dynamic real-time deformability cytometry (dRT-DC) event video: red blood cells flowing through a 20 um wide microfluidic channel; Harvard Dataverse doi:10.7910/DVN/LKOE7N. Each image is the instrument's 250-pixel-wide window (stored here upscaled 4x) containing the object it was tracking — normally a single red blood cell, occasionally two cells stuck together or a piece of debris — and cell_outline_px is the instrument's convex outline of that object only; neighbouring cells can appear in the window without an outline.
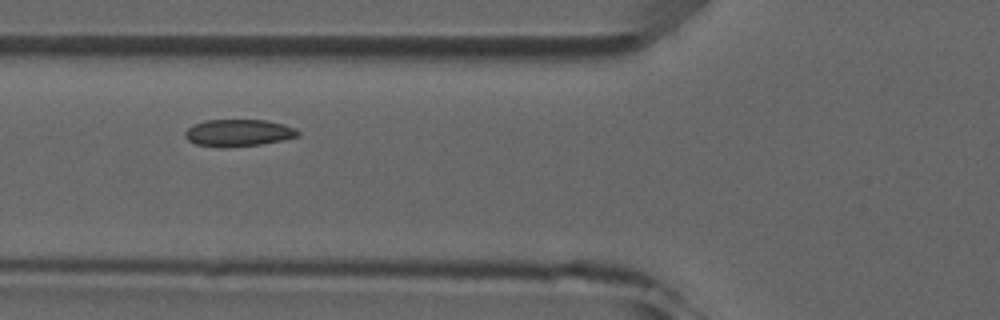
{"species": "common noctule bat (a hibernating species)", "species_latin": "Nyctalus noctula", "temperature_condition": "room temperature", "stored_images_in_passage": 6, "camera_frame_rate_fps": 3000, "um_per_image_px": 0.085, "animal": {"sex": "male", "forearm_length_mm": 52.5}, "frame": {"image": 1, "passage_image": 4, "time_ms": 3.333, "image_size_px": [1000, 320], "cell_outline_px": [[300, 136], [260, 144], [224, 148], [196, 144], [188, 140], [184, 136], [184, 132], [188, 128], [204, 120], [264, 120], [284, 124], [296, 128], [300, 132]], "centroid_in_image_um": [20.27, 11.29], "position_along_channel_um": 105.5, "area_um2": 17.74}}
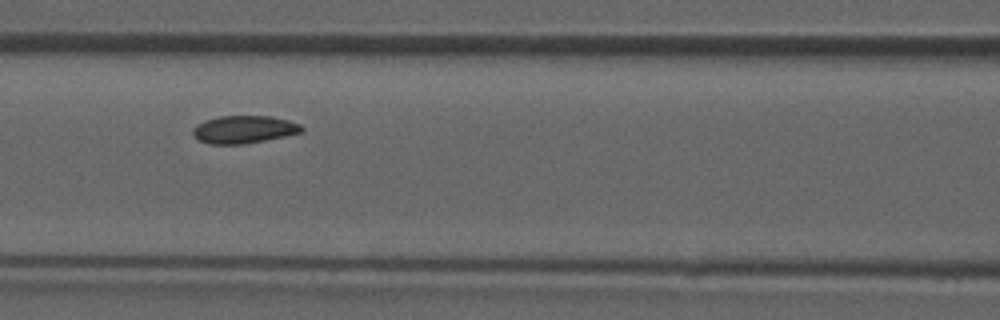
{"frame": {"image": 2, "passage_image": 5, "time_ms": 4.333, "image_size_px": [1000, 320], "cell_outline_px": [[304, 132], [244, 144], [208, 144], [196, 140], [192, 136], [192, 128], [196, 124], [204, 120], [220, 116], [268, 116], [288, 120], [300, 124], [304, 128]], "centroid_in_image_um": [20.68, 11.01], "position_along_channel_um": 145.9, "area_um2": 17.74}}